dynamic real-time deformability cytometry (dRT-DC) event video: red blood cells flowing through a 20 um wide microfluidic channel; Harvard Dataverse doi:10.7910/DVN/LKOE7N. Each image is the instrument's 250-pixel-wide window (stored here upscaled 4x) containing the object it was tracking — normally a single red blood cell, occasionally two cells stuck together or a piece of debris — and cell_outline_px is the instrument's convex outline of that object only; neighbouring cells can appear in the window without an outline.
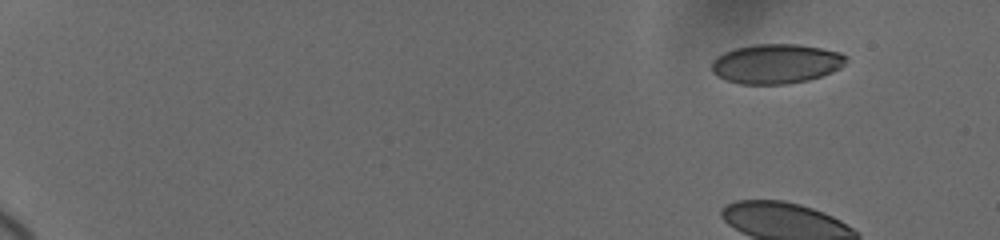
{"species": "human", "species_latin": "Homo sapiens", "temperature_condition": "cold", "stored_images_in_passage": 8, "camera_frame_rate_fps": 3000, "um_per_image_px": 0.085, "donor": {"sex": "female"}, "frame": {"image": 1, "passage_image": 1, "time_ms": 0.0, "image_size_px": [1000, 240], "cell_outline_px": [[848, 60], [840, 68], [832, 72], [808, 80], [788, 84], [740, 84], [724, 80], [712, 72], [712, 60], [724, 52], [736, 48], [752, 44], [796, 44], [820, 48], [840, 52], [848, 56]], "centroid_in_image_um": [65.97, 5.42], "position_along_channel_um": 19.0, "area_um2": 31.15}}